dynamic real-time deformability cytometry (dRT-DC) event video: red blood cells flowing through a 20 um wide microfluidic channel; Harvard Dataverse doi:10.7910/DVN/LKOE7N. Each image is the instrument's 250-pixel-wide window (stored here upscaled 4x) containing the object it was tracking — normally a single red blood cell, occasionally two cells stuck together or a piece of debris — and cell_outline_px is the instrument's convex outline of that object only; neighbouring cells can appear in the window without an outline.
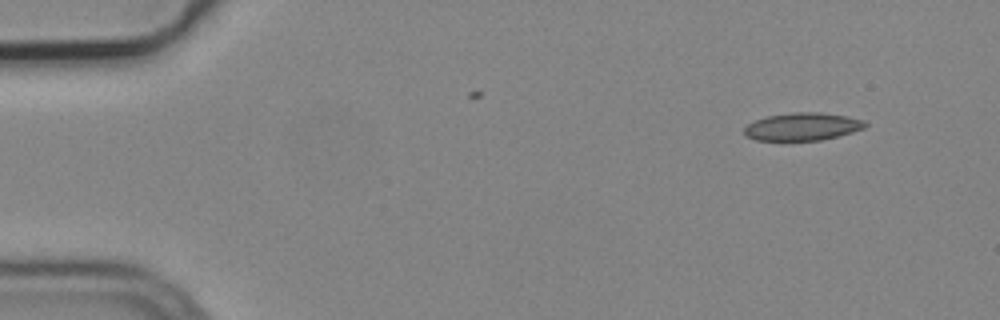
{"species": "common noctule bat (a hibernating species)", "species_latin": "Nyctalus noctula", "temperature_condition": "cold", "stored_images_in_passage": 3, "camera_frame_rate_fps": 3000, "um_per_image_px": 0.085, "animal": {"sex": "male", "body_mass_g": 19.2, "forearm_length_mm": 51.8}, "frame": {"image": 1, "passage_image": 1, "time_ms": 0.0, "image_size_px": [1000, 320], "cell_outline_px": [[868, 124], [864, 128], [852, 132], [820, 140], [756, 140], [744, 136], [744, 128], [748, 124], [756, 120], [768, 116], [792, 112], [820, 112], [848, 116], [864, 120]], "centroid_in_image_um": [68.21, 10.75], "position_along_channel_um": 16.8, "area_um2": 19.48}}
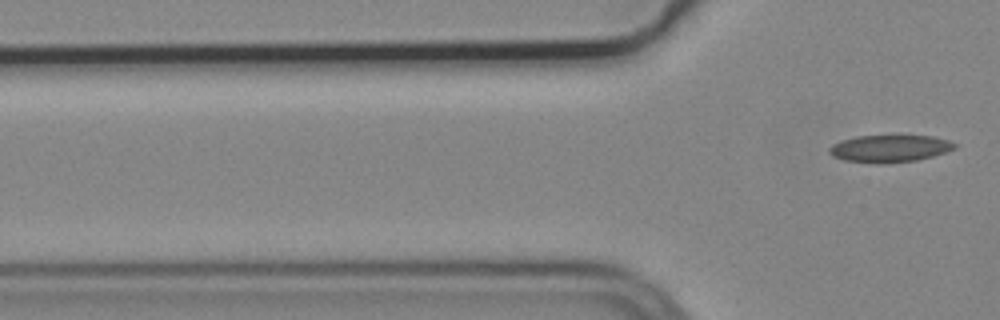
{"frame": {"image": 2, "passage_image": 3, "time_ms": 0.667, "image_size_px": [1000, 320], "cell_outline_px": [[956, 148], [932, 156], [916, 160], [880, 164], [876, 164], [844, 160], [832, 156], [828, 152], [828, 148], [832, 144], [840, 140], [856, 136], [932, 136], [948, 140], [956, 144]], "centroid_in_image_um": [75.56, 12.63], "position_along_channel_um": 50.2, "area_um2": 19.88}}